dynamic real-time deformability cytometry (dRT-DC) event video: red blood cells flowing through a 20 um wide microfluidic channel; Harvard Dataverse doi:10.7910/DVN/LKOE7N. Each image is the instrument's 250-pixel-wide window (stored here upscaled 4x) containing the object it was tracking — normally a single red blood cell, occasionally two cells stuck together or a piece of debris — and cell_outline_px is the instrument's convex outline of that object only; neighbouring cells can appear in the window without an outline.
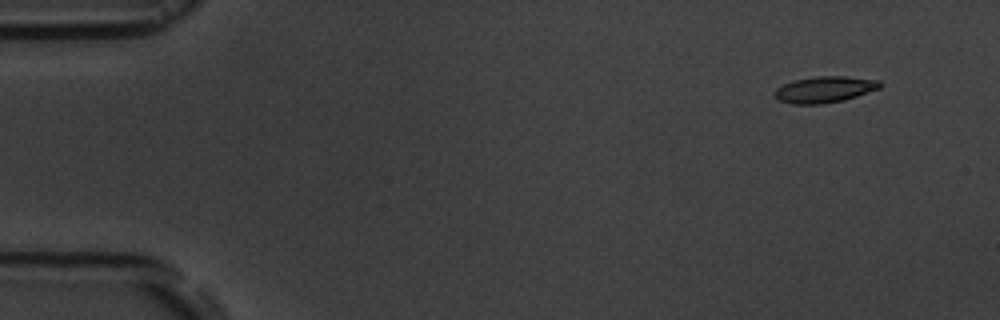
{"species": "common noctule bat (a hibernating species)", "species_latin": "Nyctalus noctula", "temperature_condition": "room temperature", "stored_images_in_passage": 5, "camera_frame_rate_fps": 3000, "um_per_image_px": 0.085, "animal": {"sex": "male", "body_mass_g": 19.5, "forearm_length_mm": 54.6}, "frame": {"image": 1, "passage_image": 2, "time_ms": 1.333, "image_size_px": [1000, 320], "cell_outline_px": [[884, 84], [880, 88], [844, 100], [824, 104], [792, 104], [780, 100], [772, 92], [776, 88], [784, 84], [796, 80], [816, 76], [844, 76], [880, 80]], "centroid_in_image_um": [70.12, 7.6], "position_along_channel_um": 14.9, "area_um2": 16.13}}
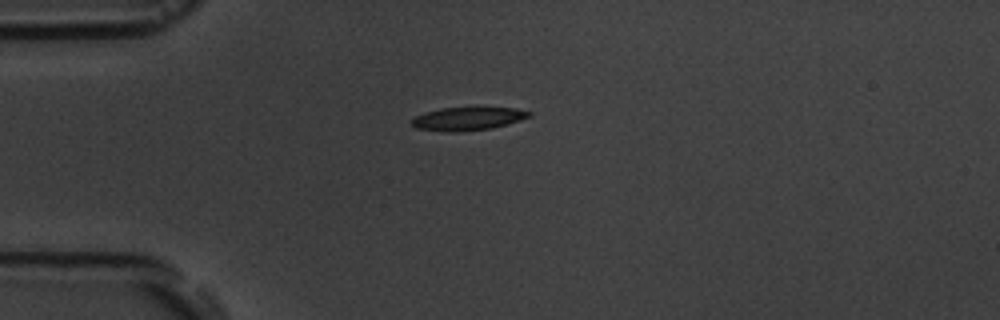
{"frame": {"image": 2, "passage_image": 5, "time_ms": 4.667, "image_size_px": [1000, 320], "cell_outline_px": [[532, 116], [492, 128], [452, 132], [444, 132], [416, 128], [412, 124], [412, 120], [416, 116], [424, 112], [440, 108], [476, 104], [516, 108], [532, 112]], "centroid_in_image_um": [39.8, 10.02], "position_along_channel_um": 45.2, "area_um2": 16.76}}